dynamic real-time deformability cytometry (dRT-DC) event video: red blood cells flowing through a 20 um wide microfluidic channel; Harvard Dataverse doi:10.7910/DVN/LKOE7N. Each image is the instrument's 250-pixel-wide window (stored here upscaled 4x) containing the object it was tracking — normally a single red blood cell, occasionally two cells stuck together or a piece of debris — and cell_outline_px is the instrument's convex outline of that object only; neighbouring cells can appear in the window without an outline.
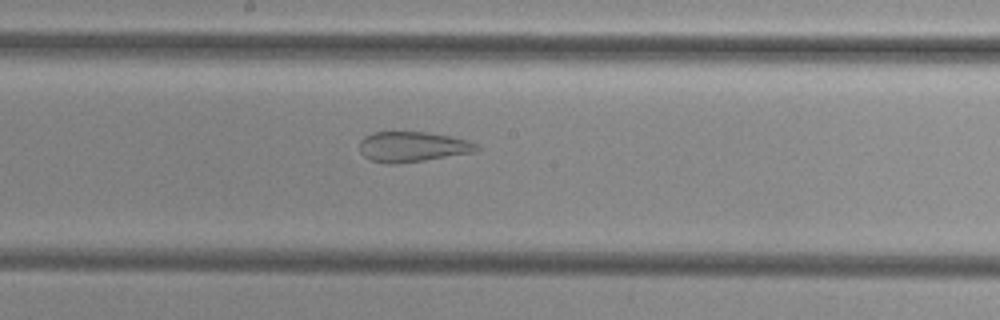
{"species": "common noctule bat (a hibernating species)", "species_latin": "Nyctalus noctula", "temperature_condition": "cold", "stored_images_in_passage": 50, "camera_frame_rate_fps": 3000, "um_per_image_px": 0.085, "animal": {"sex": "female", "body_mass_g": 29.2, "forearm_length_mm": 56.3}, "frame": {"image": 1, "passage_image": 26, "time_ms": 8.333, "image_size_px": [1000, 320], "cell_outline_px": [[480, 148], [476, 152], [424, 160], [396, 164], [388, 164], [368, 160], [360, 152], [360, 140], [364, 136], [372, 132], [424, 132], [448, 136], [468, 140], [476, 144]], "centroid_in_image_um": [35.03, 12.48], "position_along_channel_um": 213.2, "area_um2": 20.69}}
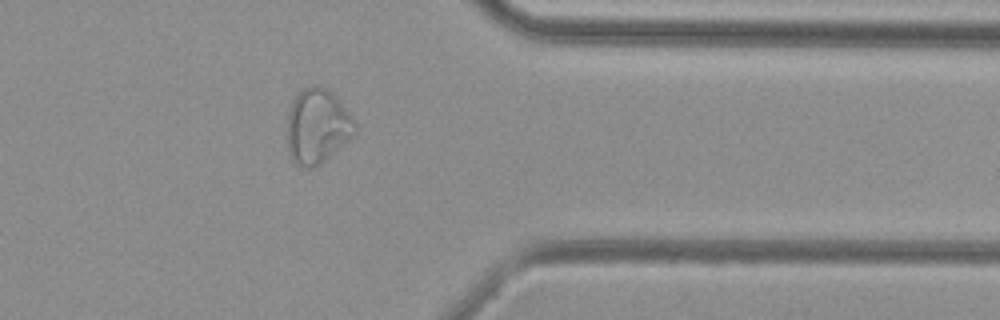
{"frame": {"image": 2, "passage_image": 40, "time_ms": 13.0, "image_size_px": [1000, 320], "cell_outline_px": [[356, 136], [320, 164], [312, 168], [304, 168], [296, 164], [292, 160], [288, 148], [288, 108], [292, 100], [304, 88], [312, 84], [320, 84], [332, 92], [336, 96], [348, 112], [356, 124]], "centroid_in_image_um": [26.99, 10.73], "position_along_channel_um": 384.4, "area_um2": 29.88}}
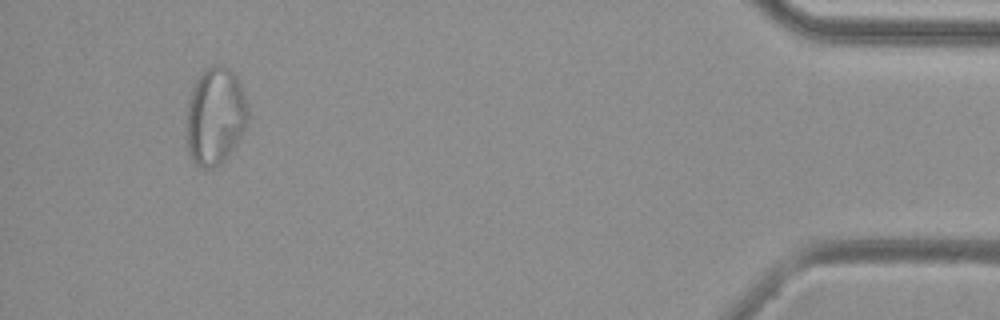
{"frame": {"image": 3, "passage_image": 47, "time_ms": 15.333, "image_size_px": [1000, 320], "cell_outline_px": [[248, 120], [244, 128], [232, 148], [224, 160], [220, 164], [212, 168], [200, 168], [192, 160], [188, 152], [188, 104], [192, 88], [196, 80], [204, 68], [212, 64], [224, 64], [236, 76], [240, 84], [248, 108]], "centroid_in_image_um": [18.29, 9.83], "position_along_channel_um": 416.9, "area_um2": 34.51}}